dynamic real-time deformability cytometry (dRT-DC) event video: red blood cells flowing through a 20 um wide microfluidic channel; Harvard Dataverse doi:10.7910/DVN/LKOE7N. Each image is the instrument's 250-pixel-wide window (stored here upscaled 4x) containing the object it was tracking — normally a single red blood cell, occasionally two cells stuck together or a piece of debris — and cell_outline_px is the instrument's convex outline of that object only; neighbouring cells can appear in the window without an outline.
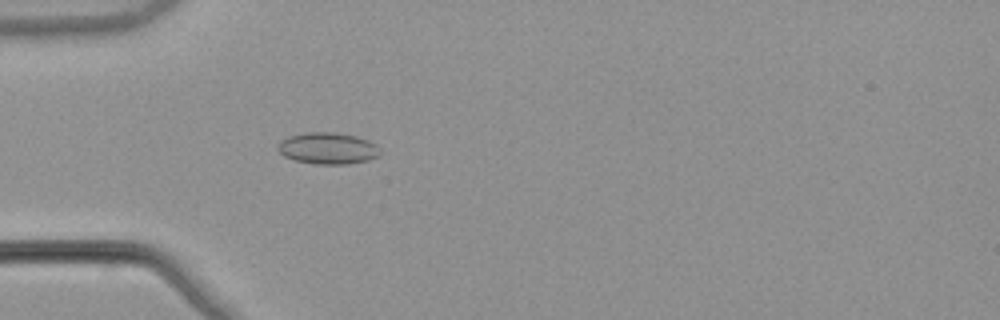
{"species": "common noctule bat (a hibernating species)", "species_latin": "Nyctalus noctula", "temperature_condition": "warm", "stored_images_in_passage": 37, "camera_frame_rate_fps": 3000, "um_per_image_px": 0.085, "animal": {"sex": "male", "body_mass_g": 21.5, "forearm_length_mm": 52.0}, "frame": {"image": 1, "passage_image": 8, "time_ms": 2.333, "image_size_px": [1000, 320], "cell_outline_px": [[380, 156], [368, 160], [348, 164], [316, 164], [296, 160], [284, 156], [276, 148], [276, 144], [280, 140], [288, 136], [308, 132], [332, 132], [356, 136], [368, 140], [376, 144], [380, 152]], "centroid_in_image_um": [27.85, 12.6], "position_along_channel_um": 57.2, "area_um2": 18.9}}
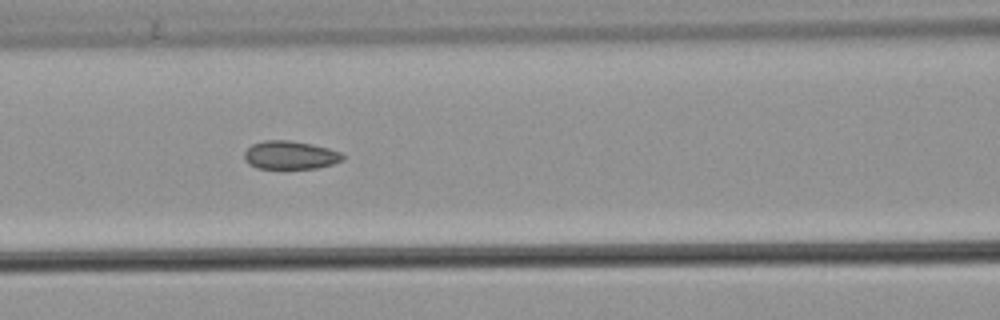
{"frame": {"image": 2, "passage_image": 15, "time_ms": 4.667, "image_size_px": [1000, 320], "cell_outline_px": [[344, 160], [332, 164], [316, 168], [284, 172], [256, 168], [248, 164], [244, 160], [244, 152], [252, 144], [264, 140], [288, 140], [312, 144], [328, 148], [340, 152], [344, 156]], "centroid_in_image_um": [24.63, 13.24], "position_along_channel_um": 142.0, "area_um2": 17.11}}
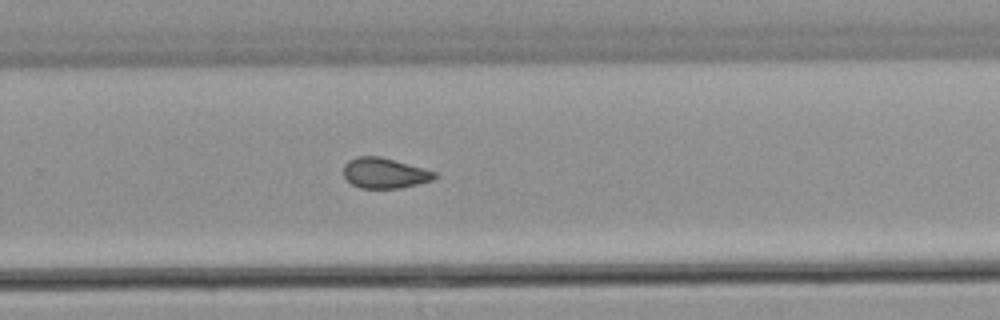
{"frame": {"image": 3, "passage_image": 27, "time_ms": 8.667, "image_size_px": [1000, 320], "cell_outline_px": [[436, 176], [432, 180], [400, 188], [360, 188], [352, 184], [344, 176], [344, 164], [348, 160], [356, 156], [380, 156], [424, 168], [436, 172]], "centroid_in_image_um": [32.67, 14.7], "position_along_channel_um": 297.1, "area_um2": 16.07}, "authors_computed_cell_mechanics": {"area_um2": 16.7042, "velocity_mm_per_s": 3.8922, "shape_relaxation_time_tau1_ms": null, "shape_relaxation_time_tau2_ms": 2.6948, "deformation_change_tau1": null, "deformation_change_tau2": 0.0758}}